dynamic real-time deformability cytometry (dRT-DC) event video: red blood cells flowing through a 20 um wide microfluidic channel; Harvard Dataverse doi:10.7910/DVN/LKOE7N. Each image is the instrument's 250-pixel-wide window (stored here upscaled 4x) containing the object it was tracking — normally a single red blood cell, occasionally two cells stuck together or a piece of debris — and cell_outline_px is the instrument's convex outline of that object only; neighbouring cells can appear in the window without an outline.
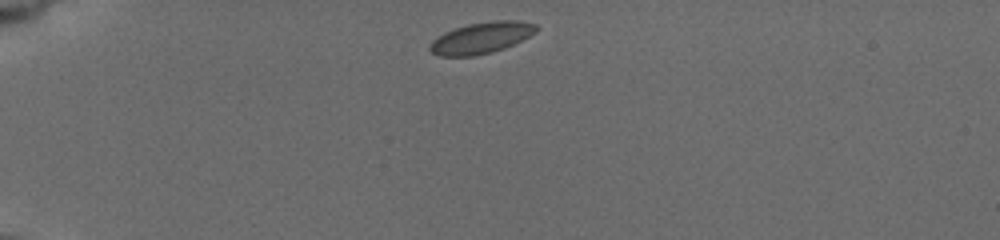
{"species": "common noctule bat (a hibernating species)", "species_latin": "Nyctalus noctula", "temperature_condition": "cold", "stored_images_in_passage": 6, "camera_frame_rate_fps": 3000, "um_per_image_px": 0.085, "animal": {"sex": "female", "body_mass_g": 19.5, "forearm_length_mm": 54.1}, "frame": {"image": 1, "passage_image": 1, "time_ms": 0.0, "image_size_px": [1000, 240], "cell_outline_px": [[540, 28], [536, 32], [504, 48], [492, 52], [472, 56], [440, 56], [432, 52], [428, 48], [428, 44], [432, 40], [444, 32], [468, 24], [496, 20], [516, 20], [536, 24]], "centroid_in_image_um": [40.89, 3.21], "position_along_channel_um": 44.1, "area_um2": 19.31}}